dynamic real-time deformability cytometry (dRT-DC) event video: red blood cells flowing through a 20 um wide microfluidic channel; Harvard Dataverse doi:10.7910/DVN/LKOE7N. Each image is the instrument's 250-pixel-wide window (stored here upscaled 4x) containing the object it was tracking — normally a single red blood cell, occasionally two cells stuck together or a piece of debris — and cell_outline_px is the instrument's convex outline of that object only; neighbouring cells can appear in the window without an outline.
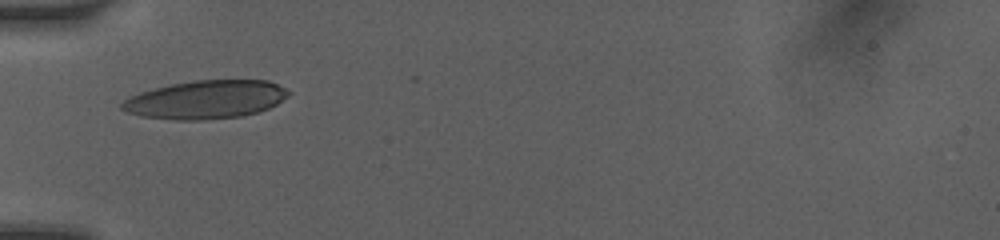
{"species": "human", "species_latin": "Homo sapiens", "temperature_condition": "room temperature", "stored_images_in_passage": 35, "camera_frame_rate_fps": 3000, "um_per_image_px": 0.085, "donor": {"sex": "female"}, "frame": {"image": 1, "passage_image": 1, "time_ms": 0.0, "image_size_px": [1000, 240], "cell_outline_px": [[292, 92], [288, 96], [276, 104], [268, 108], [256, 112], [240, 116], [200, 120], [176, 120], [140, 116], [128, 112], [120, 108], [120, 104], [124, 100], [140, 92], [172, 84], [196, 80], [268, 80]], "centroid_in_image_um": [17.49, 8.46], "position_along_channel_um": 67.5, "area_um2": 36.93}}
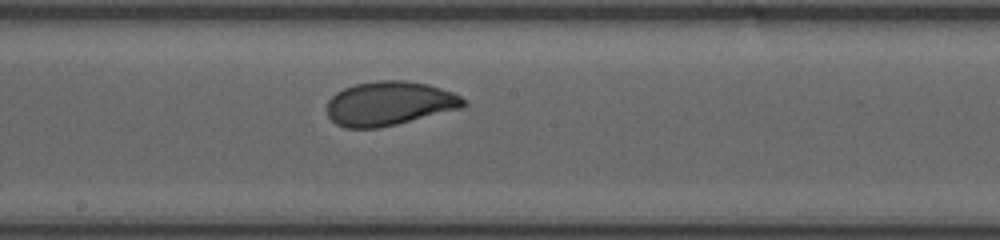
{"frame": {"image": 2, "passage_image": 18, "time_ms": 3.667, "image_size_px": [1000, 240], "cell_outline_px": [[468, 104], [460, 108], [396, 124], [376, 128], [344, 128], [336, 124], [328, 116], [328, 100], [336, 92], [344, 88], [356, 84], [380, 80], [404, 80], [428, 84], [452, 92], [468, 100]], "centroid_in_image_um": [33.09, 8.79], "position_along_channel_um": 215.1, "area_um2": 34.91}}
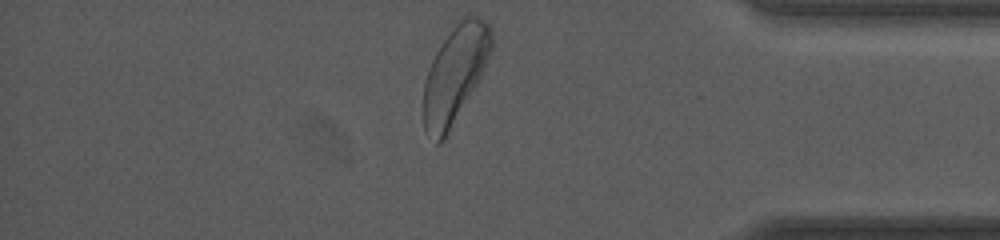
{"frame": {"image": 3, "passage_image": 34, "time_ms": 8.667, "image_size_px": [1000, 240], "cell_outline_px": [[492, 48], [480, 80], [444, 140], [440, 144], [436, 144], [424, 128], [424, 80], [432, 60], [440, 44], [456, 20], [464, 16], [476, 16], [492, 24]], "centroid_in_image_um": [38.69, 6.28], "position_along_channel_um": 396.5, "area_um2": 38.73}, "authors_computed_cell_mechanics": {"area_um2": 35.2002, "velocity_mm_per_s": 4.087, "shape_relaxation_time_tau1_ms": 2.5632, "shape_relaxation_time_tau2_ms": 0.9391, "deformation_change_tau1": 0.134, "deformation_change_tau2": 0.0592}}